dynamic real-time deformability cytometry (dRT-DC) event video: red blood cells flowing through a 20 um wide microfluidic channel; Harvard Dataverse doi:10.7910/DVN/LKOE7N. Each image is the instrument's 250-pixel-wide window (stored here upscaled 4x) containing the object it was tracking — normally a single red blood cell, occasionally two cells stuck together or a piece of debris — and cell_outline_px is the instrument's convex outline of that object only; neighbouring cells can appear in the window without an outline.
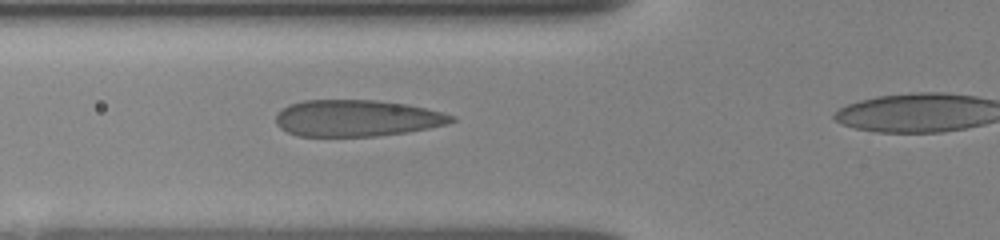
{"species": "human", "species_latin": "Homo sapiens", "temperature_condition": "room temperature", "stored_images_in_passage": 10, "camera_frame_rate_fps": 3000, "um_per_image_px": 0.085, "donor": {"sex": "female"}, "frame": {"image": 1, "passage_image": 4, "time_ms": 2.0, "image_size_px": [1000, 240], "cell_outline_px": [[456, 120], [448, 124], [408, 132], [376, 136], [300, 136], [288, 132], [280, 128], [276, 124], [276, 112], [288, 104], [304, 100], [376, 100], [408, 104], [456, 116]], "centroid_in_image_um": [30.31, 10.04], "position_along_channel_um": 95.5, "area_um2": 37.57}}
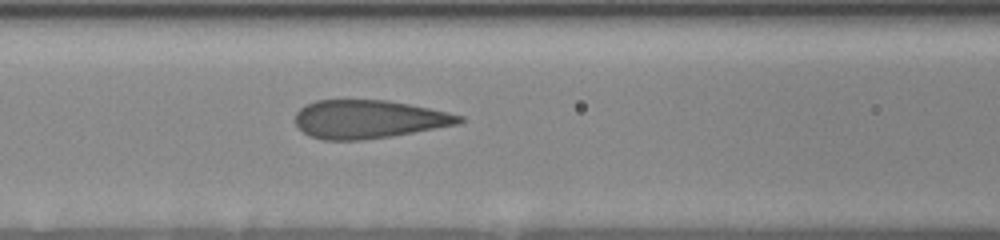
{"frame": {"image": 2, "passage_image": 7, "time_ms": 3.0, "image_size_px": [1000, 240], "cell_outline_px": [[464, 120], [460, 124], [392, 136], [360, 140], [324, 140], [308, 136], [296, 124], [296, 112], [300, 108], [316, 100], [384, 100], [408, 104], [448, 112], [464, 116]], "centroid_in_image_um": [31.35, 10.14], "position_along_channel_um": 135.3, "area_um2": 36.53}}
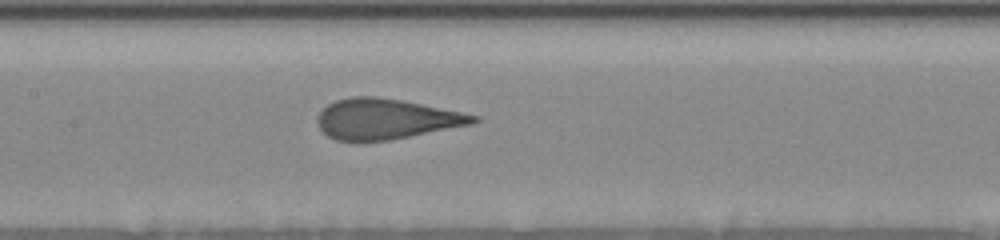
{"frame": {"image": 3, "passage_image": 9, "time_ms": 4.0, "image_size_px": [1000, 240], "cell_outline_px": [[480, 120], [472, 124], [388, 140], [336, 140], [328, 136], [316, 124], [316, 116], [328, 104], [336, 100], [352, 96], [376, 96], [400, 100], [480, 116]], "centroid_in_image_um": [32.77, 10.1], "position_along_channel_um": 174.6, "area_um2": 36.18}}